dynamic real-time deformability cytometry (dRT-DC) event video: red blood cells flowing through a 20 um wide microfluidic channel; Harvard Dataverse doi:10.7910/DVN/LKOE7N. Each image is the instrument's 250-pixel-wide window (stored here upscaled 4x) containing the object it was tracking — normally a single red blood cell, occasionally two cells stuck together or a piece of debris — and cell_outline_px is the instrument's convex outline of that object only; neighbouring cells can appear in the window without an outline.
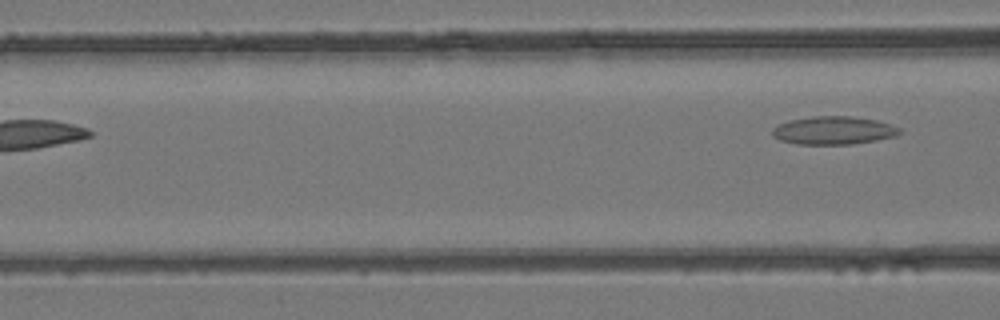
{"species": "common noctule bat (a hibernating species)", "species_latin": "Nyctalus noctula", "temperature_condition": "room temperature", "stored_images_in_passage": 4, "camera_frame_rate_fps": 3000, "um_per_image_px": 0.085, "animal": {"sex": "female", "body_mass_g": 24.6, "forearm_length_mm": 56.2}, "frame": {"image": 1, "passage_image": 4, "time_ms": 1.0, "image_size_px": [1000, 320], "cell_outline_px": [[904, 132], [896, 136], [876, 140], [852, 144], [796, 144], [780, 140], [772, 136], [772, 128], [776, 124], [788, 120], [812, 116], [852, 116], [876, 120], [900, 128]], "centroid_in_image_um": [70.82, 11.08], "position_along_channel_um": 95.8, "area_um2": 21.04}}